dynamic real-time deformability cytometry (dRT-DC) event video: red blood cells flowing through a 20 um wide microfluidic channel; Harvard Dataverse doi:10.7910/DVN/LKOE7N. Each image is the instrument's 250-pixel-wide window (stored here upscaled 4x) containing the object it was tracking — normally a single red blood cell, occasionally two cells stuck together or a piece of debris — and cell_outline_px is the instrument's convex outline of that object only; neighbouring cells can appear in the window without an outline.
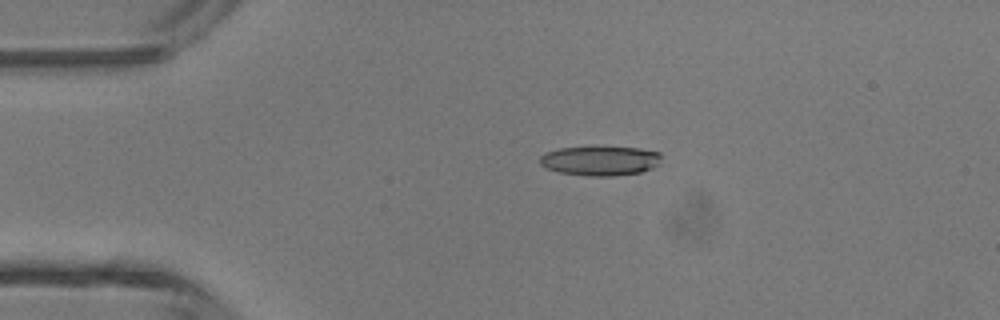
{"species": "common noctule bat (a hibernating species)", "species_latin": "Nyctalus noctula", "temperature_condition": "room temperature", "stored_images_in_passage": 4, "camera_frame_rate_fps": 3000, "um_per_image_px": 0.085, "animal": {"sex": "male", "body_mass_g": 13.3}, "frame": {"image": 1, "passage_image": 3, "time_ms": 2.333, "image_size_px": [1000, 320], "cell_outline_px": [[660, 164], [652, 168], [640, 172], [612, 176], [588, 176], [560, 172], [548, 168], [540, 164], [540, 156], [544, 152], [560, 148], [640, 148], [660, 152]], "centroid_in_image_um": [51.03, 13.67], "position_along_channel_um": 34.0, "area_um2": 20.58}}